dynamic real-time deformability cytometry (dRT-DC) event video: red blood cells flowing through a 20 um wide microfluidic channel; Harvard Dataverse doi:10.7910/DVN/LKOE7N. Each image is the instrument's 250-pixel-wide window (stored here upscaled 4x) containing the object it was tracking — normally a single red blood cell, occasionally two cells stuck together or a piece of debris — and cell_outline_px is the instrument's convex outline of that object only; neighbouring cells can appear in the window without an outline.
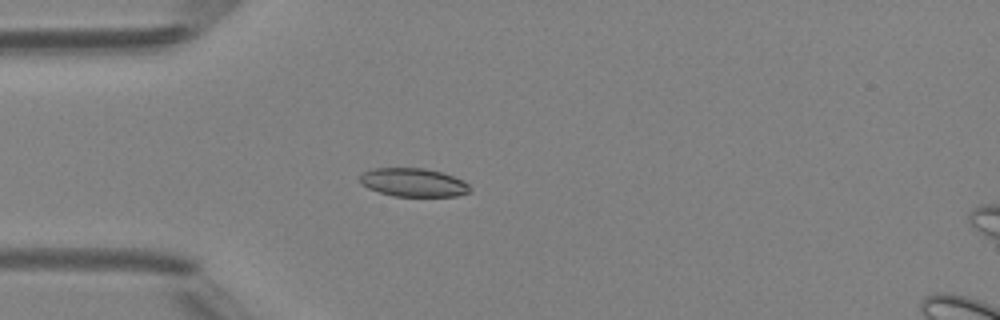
{"species": "Egyptian fruit bat (a non-hibernating species)", "species_latin": "Rousettus aegyptiacus", "temperature_condition": "room temperature", "stored_images_in_passage": 5, "camera_frame_rate_fps": 3000, "um_per_image_px": 0.085, "animal": {"sex": "female"}, "frame": {"image": 1, "passage_image": 5, "time_ms": 4.667, "image_size_px": [1000, 320], "cell_outline_px": [[472, 192], [456, 196], [392, 196], [368, 188], [360, 184], [360, 176], [364, 172], [372, 168], [424, 168], [444, 172], [464, 180], [472, 188]], "centroid_in_image_um": [35.18, 15.51], "position_along_channel_um": 49.8, "area_um2": 18.5}}